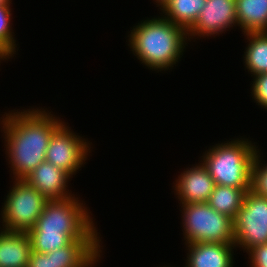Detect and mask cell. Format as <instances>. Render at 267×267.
<instances>
[{"instance_id":"obj_1","label":"cell","mask_w":267,"mask_h":267,"mask_svg":"<svg viewBox=\"0 0 267 267\" xmlns=\"http://www.w3.org/2000/svg\"><path fill=\"white\" fill-rule=\"evenodd\" d=\"M50 113L33 108L3 116L1 131L14 179H24L45 161L49 141L64 123Z\"/></svg>"},{"instance_id":"obj_2","label":"cell","mask_w":267,"mask_h":267,"mask_svg":"<svg viewBox=\"0 0 267 267\" xmlns=\"http://www.w3.org/2000/svg\"><path fill=\"white\" fill-rule=\"evenodd\" d=\"M134 27L128 45L145 66L168 70L180 60L188 39L184 28L164 17L143 20Z\"/></svg>"},{"instance_id":"obj_3","label":"cell","mask_w":267,"mask_h":267,"mask_svg":"<svg viewBox=\"0 0 267 267\" xmlns=\"http://www.w3.org/2000/svg\"><path fill=\"white\" fill-rule=\"evenodd\" d=\"M251 141L236 139L219 143L202 156L215 185L250 188L251 165L258 149Z\"/></svg>"},{"instance_id":"obj_4","label":"cell","mask_w":267,"mask_h":267,"mask_svg":"<svg viewBox=\"0 0 267 267\" xmlns=\"http://www.w3.org/2000/svg\"><path fill=\"white\" fill-rule=\"evenodd\" d=\"M78 197L49 200L31 230L68 234L73 240H100L87 208Z\"/></svg>"},{"instance_id":"obj_5","label":"cell","mask_w":267,"mask_h":267,"mask_svg":"<svg viewBox=\"0 0 267 267\" xmlns=\"http://www.w3.org/2000/svg\"><path fill=\"white\" fill-rule=\"evenodd\" d=\"M184 239L196 242L234 243L233 219L218 213L207 202L182 204Z\"/></svg>"},{"instance_id":"obj_6","label":"cell","mask_w":267,"mask_h":267,"mask_svg":"<svg viewBox=\"0 0 267 267\" xmlns=\"http://www.w3.org/2000/svg\"><path fill=\"white\" fill-rule=\"evenodd\" d=\"M1 211L2 230L29 232L49 201L24 179H15Z\"/></svg>"},{"instance_id":"obj_7","label":"cell","mask_w":267,"mask_h":267,"mask_svg":"<svg viewBox=\"0 0 267 267\" xmlns=\"http://www.w3.org/2000/svg\"><path fill=\"white\" fill-rule=\"evenodd\" d=\"M233 223L235 247L239 245L248 253L251 248L266 244L267 198L257 196L249 190Z\"/></svg>"},{"instance_id":"obj_8","label":"cell","mask_w":267,"mask_h":267,"mask_svg":"<svg viewBox=\"0 0 267 267\" xmlns=\"http://www.w3.org/2000/svg\"><path fill=\"white\" fill-rule=\"evenodd\" d=\"M70 130L63 123L53 133L45 153V161L63 169L72 177L84 164L88 152L90 153V144Z\"/></svg>"},{"instance_id":"obj_9","label":"cell","mask_w":267,"mask_h":267,"mask_svg":"<svg viewBox=\"0 0 267 267\" xmlns=\"http://www.w3.org/2000/svg\"><path fill=\"white\" fill-rule=\"evenodd\" d=\"M101 240H73L48 253L31 251L27 267H92L100 257Z\"/></svg>"},{"instance_id":"obj_10","label":"cell","mask_w":267,"mask_h":267,"mask_svg":"<svg viewBox=\"0 0 267 267\" xmlns=\"http://www.w3.org/2000/svg\"><path fill=\"white\" fill-rule=\"evenodd\" d=\"M233 25H237L236 0H207L195 24L187 31L188 39L219 35Z\"/></svg>"},{"instance_id":"obj_11","label":"cell","mask_w":267,"mask_h":267,"mask_svg":"<svg viewBox=\"0 0 267 267\" xmlns=\"http://www.w3.org/2000/svg\"><path fill=\"white\" fill-rule=\"evenodd\" d=\"M214 186L213 178L201 163L181 173L176 180L174 190L180 203L189 204L207 202Z\"/></svg>"},{"instance_id":"obj_12","label":"cell","mask_w":267,"mask_h":267,"mask_svg":"<svg viewBox=\"0 0 267 267\" xmlns=\"http://www.w3.org/2000/svg\"><path fill=\"white\" fill-rule=\"evenodd\" d=\"M70 178L71 176L63 169L44 161L24 180L48 200H62L72 197L71 193L66 189Z\"/></svg>"},{"instance_id":"obj_13","label":"cell","mask_w":267,"mask_h":267,"mask_svg":"<svg viewBox=\"0 0 267 267\" xmlns=\"http://www.w3.org/2000/svg\"><path fill=\"white\" fill-rule=\"evenodd\" d=\"M234 243L196 242L188 244L185 267H233Z\"/></svg>"},{"instance_id":"obj_14","label":"cell","mask_w":267,"mask_h":267,"mask_svg":"<svg viewBox=\"0 0 267 267\" xmlns=\"http://www.w3.org/2000/svg\"><path fill=\"white\" fill-rule=\"evenodd\" d=\"M31 251L28 232L0 231V267H27Z\"/></svg>"},{"instance_id":"obj_15","label":"cell","mask_w":267,"mask_h":267,"mask_svg":"<svg viewBox=\"0 0 267 267\" xmlns=\"http://www.w3.org/2000/svg\"><path fill=\"white\" fill-rule=\"evenodd\" d=\"M237 25L247 32H267V0H236Z\"/></svg>"},{"instance_id":"obj_16","label":"cell","mask_w":267,"mask_h":267,"mask_svg":"<svg viewBox=\"0 0 267 267\" xmlns=\"http://www.w3.org/2000/svg\"><path fill=\"white\" fill-rule=\"evenodd\" d=\"M207 0H168L160 9L165 19L188 31L196 22Z\"/></svg>"},{"instance_id":"obj_17","label":"cell","mask_w":267,"mask_h":267,"mask_svg":"<svg viewBox=\"0 0 267 267\" xmlns=\"http://www.w3.org/2000/svg\"><path fill=\"white\" fill-rule=\"evenodd\" d=\"M250 188H234L215 185L207 203L218 213L234 218L242 208L246 193Z\"/></svg>"},{"instance_id":"obj_18","label":"cell","mask_w":267,"mask_h":267,"mask_svg":"<svg viewBox=\"0 0 267 267\" xmlns=\"http://www.w3.org/2000/svg\"><path fill=\"white\" fill-rule=\"evenodd\" d=\"M249 44L244 53V63L252 76L267 73V32L244 33Z\"/></svg>"},{"instance_id":"obj_19","label":"cell","mask_w":267,"mask_h":267,"mask_svg":"<svg viewBox=\"0 0 267 267\" xmlns=\"http://www.w3.org/2000/svg\"><path fill=\"white\" fill-rule=\"evenodd\" d=\"M32 251L48 253L70 244L73 239L66 233L30 230L28 232Z\"/></svg>"},{"instance_id":"obj_20","label":"cell","mask_w":267,"mask_h":267,"mask_svg":"<svg viewBox=\"0 0 267 267\" xmlns=\"http://www.w3.org/2000/svg\"><path fill=\"white\" fill-rule=\"evenodd\" d=\"M11 4L0 5V46L12 57L16 52V40L11 28Z\"/></svg>"},{"instance_id":"obj_21","label":"cell","mask_w":267,"mask_h":267,"mask_svg":"<svg viewBox=\"0 0 267 267\" xmlns=\"http://www.w3.org/2000/svg\"><path fill=\"white\" fill-rule=\"evenodd\" d=\"M259 152L258 149L251 165L250 191L267 198V164L262 166Z\"/></svg>"},{"instance_id":"obj_22","label":"cell","mask_w":267,"mask_h":267,"mask_svg":"<svg viewBox=\"0 0 267 267\" xmlns=\"http://www.w3.org/2000/svg\"><path fill=\"white\" fill-rule=\"evenodd\" d=\"M252 84V98L258 105L267 109V73L254 76Z\"/></svg>"},{"instance_id":"obj_23","label":"cell","mask_w":267,"mask_h":267,"mask_svg":"<svg viewBox=\"0 0 267 267\" xmlns=\"http://www.w3.org/2000/svg\"><path fill=\"white\" fill-rule=\"evenodd\" d=\"M251 267H267V243L257 245L249 251Z\"/></svg>"},{"instance_id":"obj_24","label":"cell","mask_w":267,"mask_h":267,"mask_svg":"<svg viewBox=\"0 0 267 267\" xmlns=\"http://www.w3.org/2000/svg\"><path fill=\"white\" fill-rule=\"evenodd\" d=\"M11 56L0 46V60H7V58L9 59Z\"/></svg>"},{"instance_id":"obj_25","label":"cell","mask_w":267,"mask_h":267,"mask_svg":"<svg viewBox=\"0 0 267 267\" xmlns=\"http://www.w3.org/2000/svg\"><path fill=\"white\" fill-rule=\"evenodd\" d=\"M167 1L168 0H155V2L157 3L158 6H162Z\"/></svg>"},{"instance_id":"obj_26","label":"cell","mask_w":267,"mask_h":267,"mask_svg":"<svg viewBox=\"0 0 267 267\" xmlns=\"http://www.w3.org/2000/svg\"><path fill=\"white\" fill-rule=\"evenodd\" d=\"M11 0H0V5H4V4H10Z\"/></svg>"}]
</instances>
